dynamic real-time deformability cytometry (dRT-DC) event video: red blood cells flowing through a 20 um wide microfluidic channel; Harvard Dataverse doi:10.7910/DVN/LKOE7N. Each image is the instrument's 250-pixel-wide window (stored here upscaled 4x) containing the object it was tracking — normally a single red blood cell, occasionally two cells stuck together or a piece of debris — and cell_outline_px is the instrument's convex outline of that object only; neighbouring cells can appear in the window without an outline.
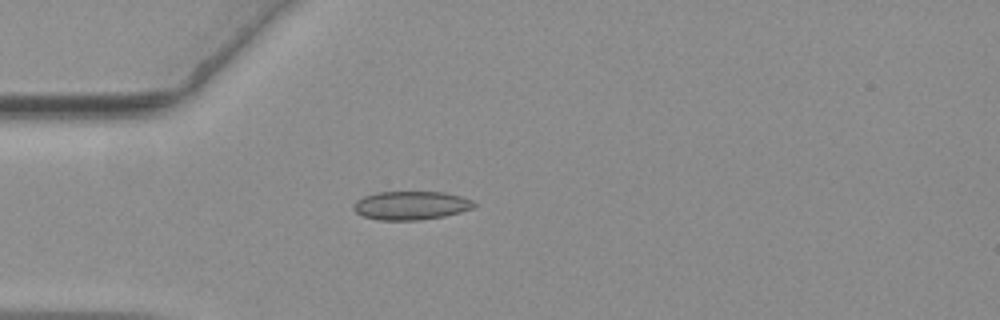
{"species": "common noctule bat (a hibernating species)", "species_latin": "Nyctalus noctula", "temperature_condition": "warm", "stored_images_in_passage": 35, "camera_frame_rate_fps": 3000, "um_per_image_px": 0.085, "animal": {"sex": "female", "body_mass_g": 19.3, "forearm_length_mm": 54.1}, "frame": {"image": 1, "passage_image": 1, "time_ms": 0.0, "image_size_px": [1000, 320], "cell_outline_px": [[476, 204], [472, 208], [460, 212], [444, 216], [416, 220], [380, 220], [364, 216], [356, 212], [352, 208], [352, 204], [356, 200], [364, 196], [376, 192], [444, 192], [460, 196], [472, 200]], "centroid_in_image_um": [34.9, 17.46], "position_along_channel_um": 50.1, "area_um2": 20.0}}
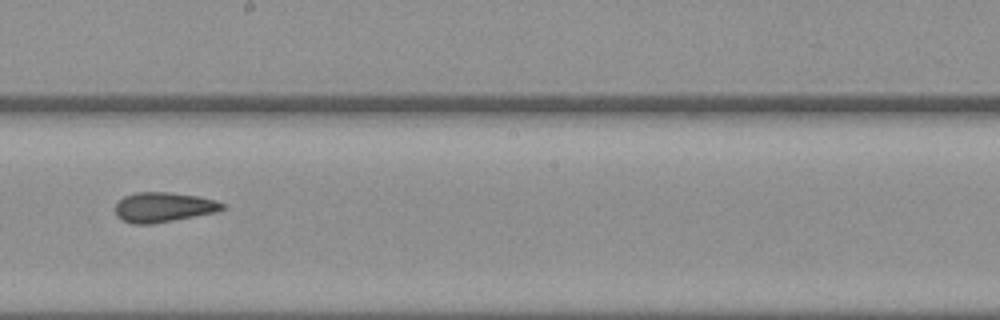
{"frame": {"image": 2, "passage_image": 17, "time_ms": 5.333, "image_size_px": [1000, 320], "cell_outline_px": [[224, 208], [216, 212], [152, 224], [132, 224], [116, 216], [116, 204], [124, 196], [136, 192], [168, 192], [200, 196], [216, 200], [224, 204]], "centroid_in_image_um": [13.9, 17.6], "position_along_channel_um": 234.3, "area_um2": 18.55}}
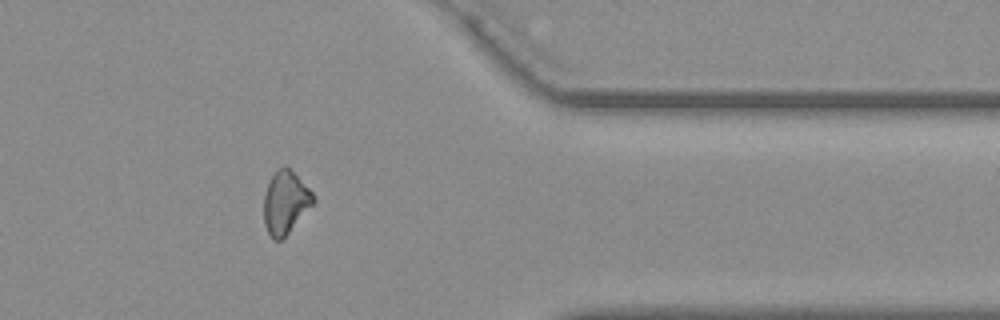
{"frame": {"image": 3, "passage_image": 31, "time_ms": 10.0, "image_size_px": [1000, 320], "cell_outline_px": [[316, 200], [288, 232], [280, 240], [276, 240], [268, 232], [264, 224], [264, 196], [268, 184], [272, 176], [284, 164], [312, 192]], "centroid_in_image_um": [24.25, 17.2], "position_along_channel_um": 387.2, "area_um2": 17.4}, "authors_computed_cell_mechanics": {"area_um2": 18.9006, "velocity_mm_per_s": 3.6605, "shape_relaxation_time_tau1_ms": null, "shape_relaxation_time_tau2_ms": 3.8481, "deformation_change_tau1": null, "deformation_change_tau2": 0.0963}}